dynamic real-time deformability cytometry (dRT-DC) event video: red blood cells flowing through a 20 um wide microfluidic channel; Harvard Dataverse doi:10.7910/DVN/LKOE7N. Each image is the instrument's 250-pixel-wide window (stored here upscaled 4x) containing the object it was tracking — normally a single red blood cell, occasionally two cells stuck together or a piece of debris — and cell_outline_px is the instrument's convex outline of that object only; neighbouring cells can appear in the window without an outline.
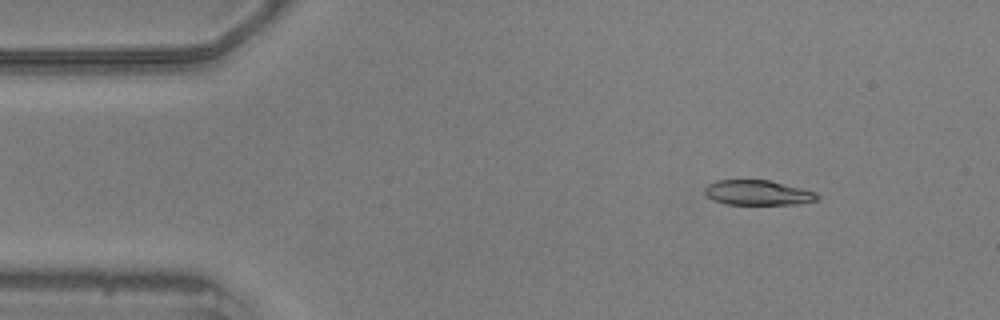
{"species": "common noctule bat (a hibernating species)", "species_latin": "Nyctalus noctula", "temperature_condition": "warm", "stored_images_in_passage": 53, "camera_frame_rate_fps": 3000, "um_per_image_px": 0.085, "animal": {"sex": "male", "body_mass_g": 20.5, "forearm_length_mm": 52.5}, "frame": {"image": 1, "passage_image": 7, "time_ms": 2.0, "image_size_px": [1000, 320], "cell_outline_px": [[820, 196], [816, 200], [800, 204], [728, 204], [712, 200], [704, 192], [704, 188], [708, 184], [716, 180], [768, 180], [816, 192]], "centroid_in_image_um": [64.4, 16.38], "position_along_channel_um": 20.6, "area_um2": 16.24}}
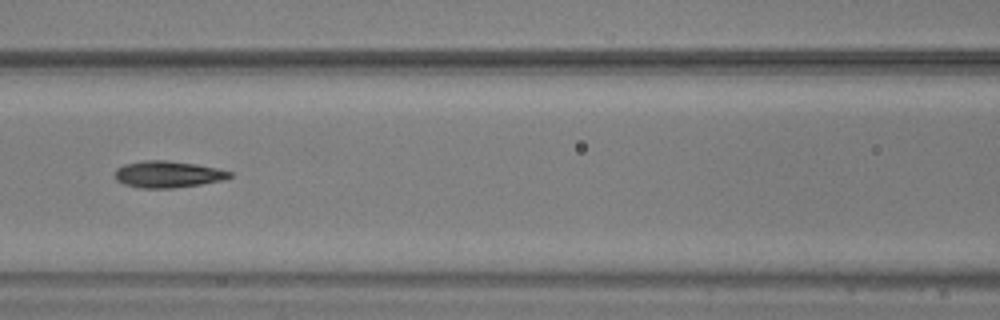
{"frame": {"image": 2, "passage_image": 24, "time_ms": 7.667, "image_size_px": [1000, 320], "cell_outline_px": [[232, 176], [224, 180], [200, 184], [172, 188], [140, 188], [124, 184], [116, 180], [116, 168], [124, 164], [144, 160], [168, 160], [196, 164], [216, 168], [232, 172]], "centroid_in_image_um": [14.26, 14.81], "position_along_channel_um": 152.3, "area_um2": 17.8}}
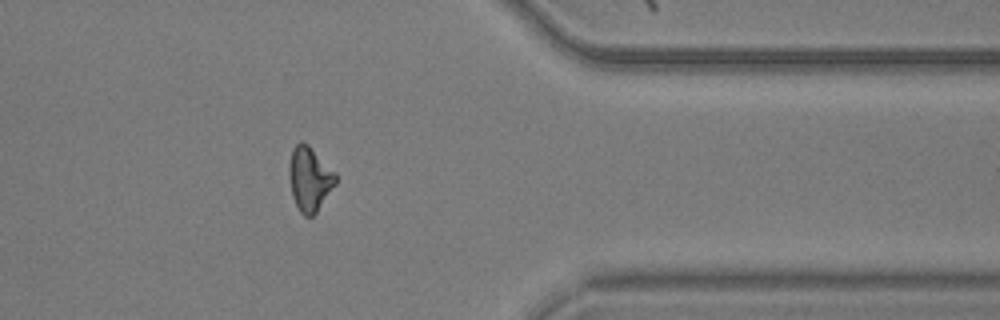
{"frame": {"image": 3, "passage_image": 45, "time_ms": 14.667, "image_size_px": [1000, 320], "cell_outline_px": [[336, 184], [316, 212], [312, 216], [304, 216], [300, 212], [292, 196], [288, 176], [288, 164], [292, 148], [300, 140], [308, 144], [336, 172]], "centroid_in_image_um": [26.3, 15.17], "position_along_channel_um": 385.1, "area_um2": 17.63}, "authors_computed_cell_mechanics": {"area_um2": 17.3978, "velocity_mm_per_s": 3.58, "shape_relaxation_time_tau1_ms": 2.3629, "shape_relaxation_time_tau2_ms": 2.5351, "deformation_change_tau1": 0.1235, "deformation_change_tau2": 0.0979}}